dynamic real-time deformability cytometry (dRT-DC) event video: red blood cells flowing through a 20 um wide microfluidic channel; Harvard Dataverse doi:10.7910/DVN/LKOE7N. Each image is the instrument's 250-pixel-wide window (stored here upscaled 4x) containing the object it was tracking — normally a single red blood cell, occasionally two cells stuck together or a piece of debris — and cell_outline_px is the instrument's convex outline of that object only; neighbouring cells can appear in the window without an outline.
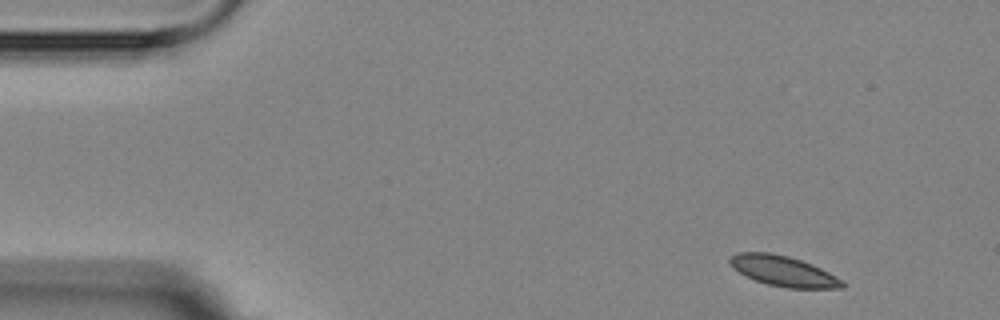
{"species": "Egyptian fruit bat (a non-hibernating species)", "species_latin": "Rousettus aegyptiacus", "temperature_condition": "room temperature", "stored_images_in_passage": 4, "camera_frame_rate_fps": 3000, "um_per_image_px": 0.085, "animal": {"sex": "female"}, "frame": {"image": 1, "passage_image": 1, "time_ms": 0.0, "image_size_px": [1000, 320], "cell_outline_px": [[844, 288], [788, 288], [768, 284], [744, 276], [732, 268], [728, 260], [736, 252], [772, 252], [788, 256], [812, 264], [844, 280]], "centroid_in_image_um": [66.56, 23.03], "position_along_channel_um": 18.4, "area_um2": 19.94}}
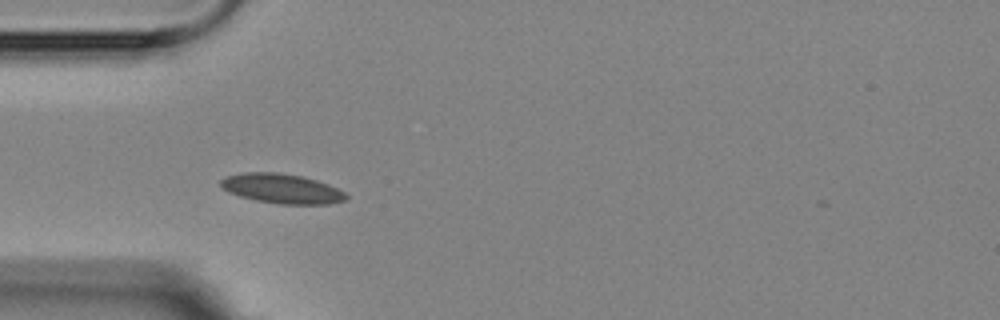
{"frame": {"image": 2, "passage_image": 3, "time_ms": 3.667, "image_size_px": [1000, 320], "cell_outline_px": [[348, 196], [344, 200], [328, 204], [280, 204], [256, 200], [240, 196], [228, 192], [220, 188], [220, 180], [228, 176], [244, 172], [276, 172], [300, 176], [316, 180], [328, 184], [344, 192]], "centroid_in_image_um": [23.92, 16.03], "position_along_channel_um": 61.1, "area_um2": 21.5}}
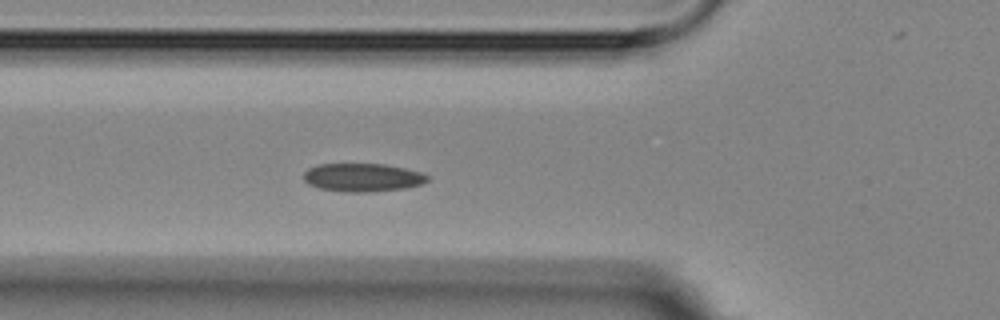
{"frame": {"image": 3, "passage_image": 4, "time_ms": 4.667, "image_size_px": [1000, 320], "cell_outline_px": [[428, 180], [420, 184], [404, 188], [368, 192], [348, 192], [320, 188], [308, 184], [304, 180], [304, 172], [308, 168], [320, 164], [384, 164], [404, 168], [420, 172], [428, 176]], "centroid_in_image_um": [30.79, 15.08], "position_along_channel_um": 95.0, "area_um2": 20.17}}